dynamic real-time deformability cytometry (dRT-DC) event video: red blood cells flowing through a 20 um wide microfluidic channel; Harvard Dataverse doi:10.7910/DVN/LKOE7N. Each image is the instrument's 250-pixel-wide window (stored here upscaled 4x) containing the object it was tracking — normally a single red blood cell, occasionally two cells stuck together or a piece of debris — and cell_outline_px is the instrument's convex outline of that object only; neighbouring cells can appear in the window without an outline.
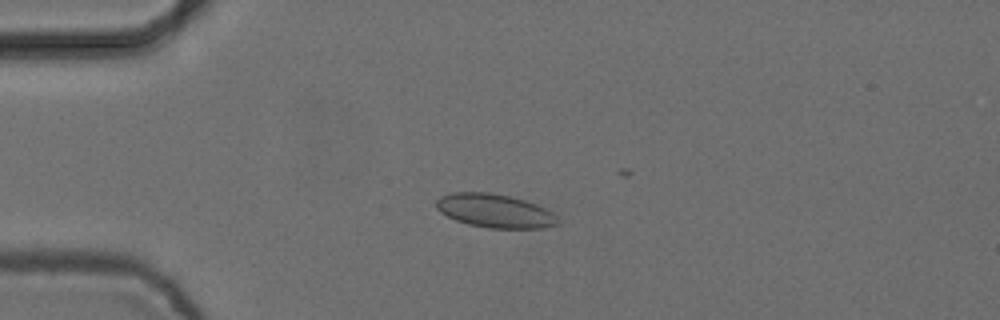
{"species": "common noctule bat (a hibernating species)", "species_latin": "Nyctalus noctula", "temperature_condition": "cold", "stored_images_in_passage": 5, "camera_frame_rate_fps": 3000, "um_per_image_px": 0.085, "animal": {"sex": "female", "body_mass_g": 24.6, "forearm_length_mm": 56.2}, "frame": {"image": 1, "passage_image": 4, "time_ms": 1.0, "image_size_px": [1000, 320], "cell_outline_px": [[560, 224], [544, 228], [488, 228], [468, 224], [456, 220], [440, 212], [436, 208], [436, 200], [440, 196], [452, 192], [488, 192], [512, 196], [536, 204], [552, 212], [560, 220]], "centroid_in_image_um": [42.07, 17.92], "position_along_channel_um": 42.9, "area_um2": 23.99}}